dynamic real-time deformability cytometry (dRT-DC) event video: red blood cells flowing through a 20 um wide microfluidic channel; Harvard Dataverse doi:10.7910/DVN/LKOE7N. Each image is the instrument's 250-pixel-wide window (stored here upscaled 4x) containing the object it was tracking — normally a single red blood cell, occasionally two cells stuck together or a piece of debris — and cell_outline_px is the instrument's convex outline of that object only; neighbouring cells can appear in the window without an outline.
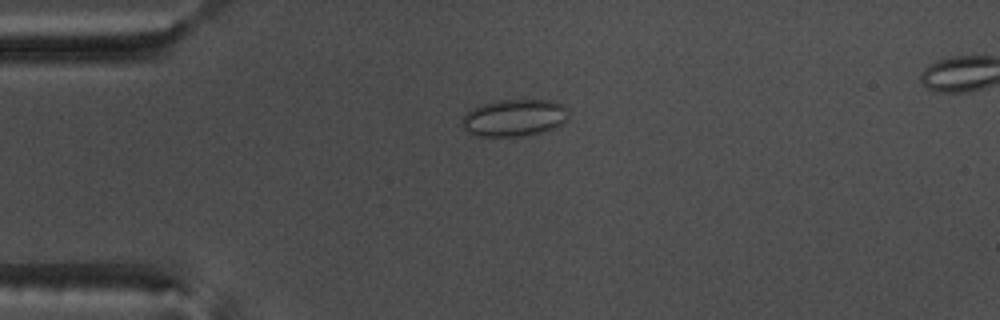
{"species": "common noctule bat (a hibernating species)", "species_latin": "Nyctalus noctula", "temperature_condition": "warm", "stored_images_in_passage": 54, "camera_frame_rate_fps": 3000, "um_per_image_px": 0.085, "animal": {"sex": "male", "body_mass_g": 17.5, "forearm_length_mm": 52.3}, "frame": {"image": 1, "passage_image": 14, "time_ms": 4.333, "image_size_px": [1000, 320], "cell_outline_px": [[568, 120], [556, 128], [540, 132], [516, 136], [480, 136], [468, 132], [460, 124], [460, 120], [472, 108], [496, 100], [552, 100], [564, 104], [568, 112]], "centroid_in_image_um": [43.74, 10.0], "position_along_channel_um": 41.3, "area_um2": 23.06}}
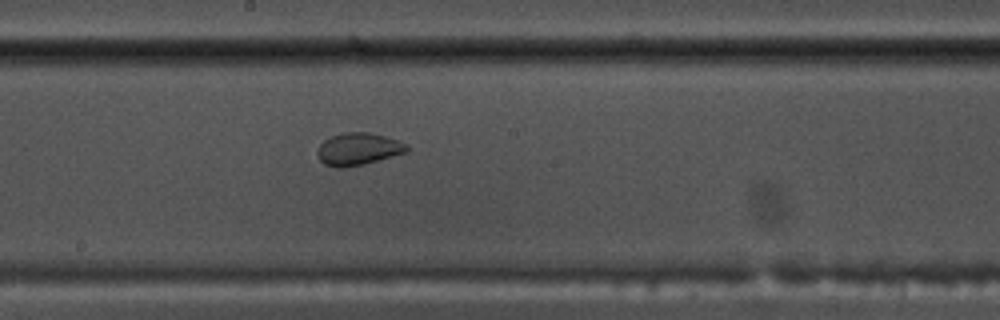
{"frame": {"image": 2, "passage_image": 30, "time_ms": 9.667, "image_size_px": [1000, 320], "cell_outline_px": [[408, 152], [364, 164], [344, 168], [336, 168], [324, 164], [316, 156], [316, 152], [320, 144], [324, 140], [332, 136], [344, 132], [372, 132], [408, 144]], "centroid_in_image_um": [30.43, 12.67], "position_along_channel_um": 217.8, "area_um2": 16.99}}
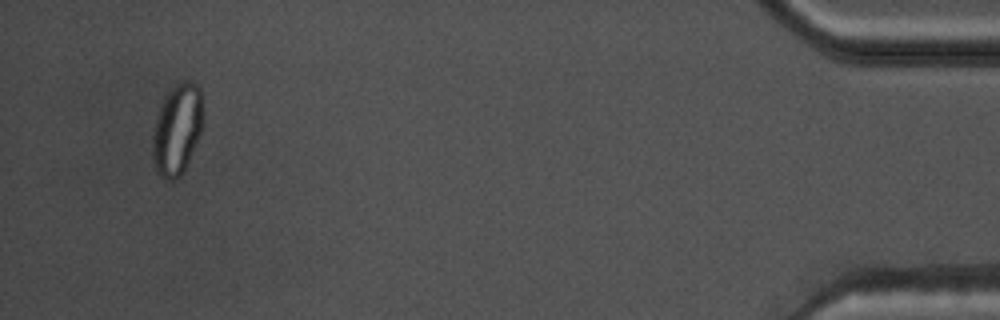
{"frame": {"image": 3, "passage_image": 52, "time_ms": 17.0, "image_size_px": [1000, 320], "cell_outline_px": [[200, 132], [184, 172], [180, 176], [172, 180], [164, 180], [156, 172], [152, 156], [152, 136], [156, 116], [160, 104], [164, 96], [176, 84], [184, 80], [188, 80], [196, 84], [200, 88]], "centroid_in_image_um": [14.99, 11.03], "position_along_channel_um": 420.2, "area_um2": 26.41}}